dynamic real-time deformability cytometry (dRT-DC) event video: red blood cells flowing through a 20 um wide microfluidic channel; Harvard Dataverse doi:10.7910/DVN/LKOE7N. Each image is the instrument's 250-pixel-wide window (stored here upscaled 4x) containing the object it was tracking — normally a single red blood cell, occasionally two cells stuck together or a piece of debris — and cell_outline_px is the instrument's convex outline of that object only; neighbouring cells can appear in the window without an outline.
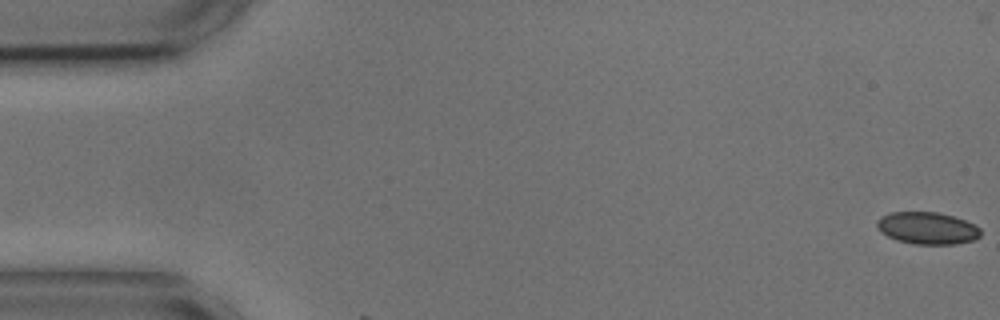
{"species": "common noctule bat (a hibernating species)", "species_latin": "Nyctalus noctula", "temperature_condition": "cold", "stored_images_in_passage": 3, "camera_frame_rate_fps": 3000, "um_per_image_px": 0.085, "animal": {"sex": "male", "body_mass_g": 17.9, "forearm_length_mm": 54.2}, "frame": {"image": 1, "passage_image": 1, "time_ms": 0.0, "image_size_px": [1000, 320], "cell_outline_px": [[980, 236], [976, 240], [956, 244], [912, 244], [896, 240], [880, 232], [876, 224], [876, 220], [880, 216], [892, 212], [936, 212], [952, 216], [976, 224], [980, 228]], "centroid_in_image_um": [78.82, 19.4], "position_along_channel_um": 6.2, "area_um2": 19.59}}